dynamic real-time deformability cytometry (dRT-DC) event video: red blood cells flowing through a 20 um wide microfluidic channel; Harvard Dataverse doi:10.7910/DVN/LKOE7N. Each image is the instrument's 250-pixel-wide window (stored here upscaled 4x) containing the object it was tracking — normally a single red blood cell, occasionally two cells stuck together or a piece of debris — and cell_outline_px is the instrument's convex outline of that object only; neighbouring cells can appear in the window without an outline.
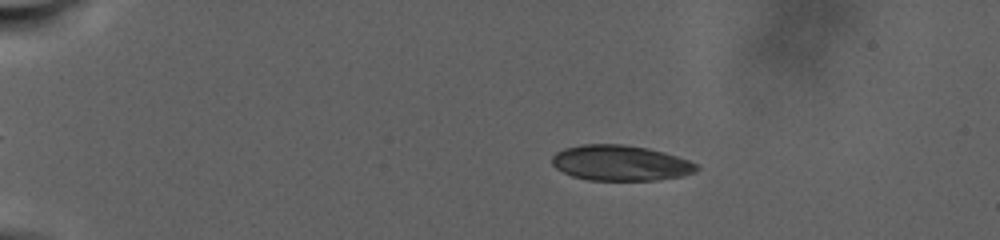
{"species": "human", "species_latin": "Homo sapiens", "temperature_condition": "warm", "stored_images_in_passage": 34, "camera_frame_rate_fps": 3000, "um_per_image_px": 0.085, "donor": {"sex": "male"}, "frame": {"image": 1, "passage_image": 6, "time_ms": 5.667, "image_size_px": [1000, 240], "cell_outline_px": [[700, 168], [696, 172], [684, 176], [656, 180], [588, 180], [572, 176], [556, 168], [552, 164], [552, 156], [556, 152], [564, 148], [580, 144], [624, 144], [648, 148], [664, 152], [688, 160], [696, 164]], "centroid_in_image_um": [52.74, 13.85], "position_along_channel_um": 32.3, "area_um2": 30.06}}
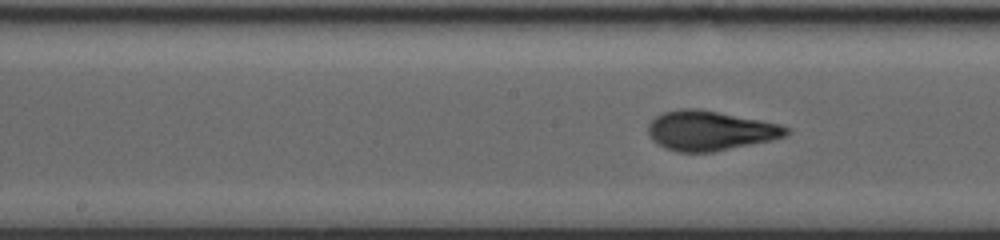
{"frame": {"image": 2, "passage_image": 21, "time_ms": 17.0, "image_size_px": [1000, 240], "cell_outline_px": [[788, 136], [772, 140], [712, 152], [676, 152], [664, 148], [652, 140], [648, 136], [648, 124], [656, 116], [664, 112], [676, 108], [700, 108], [780, 124], [788, 128]], "centroid_in_image_um": [60.32, 11.1], "position_along_channel_um": 187.9, "area_um2": 32.14}}
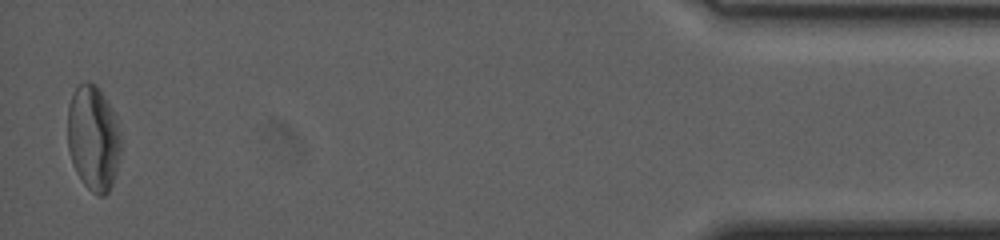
{"frame": {"image": 3, "passage_image": 34, "time_ms": 31.333, "image_size_px": [1000, 240], "cell_outline_px": [[120, 152], [116, 172], [112, 184], [108, 192], [104, 196], [100, 196], [92, 192], [84, 184], [76, 172], [72, 164], [68, 148], [68, 108], [72, 96], [76, 88], [84, 80], [88, 80], [96, 84], [100, 88], [112, 108], [116, 116], [120, 136]], "centroid_in_image_um": [7.93, 11.72], "position_along_channel_um": 427.3, "area_um2": 32.89}, "authors_computed_cell_mechanics": {"area_um2": 31.3276, "velocity_mm_per_s": 2.1675, "shape_relaxation_time_tau1_ms": 10.6545, "shape_relaxation_time_tau2_ms": null, "deformation_change_tau1": 0.2547, "deformation_change_tau2": null}}